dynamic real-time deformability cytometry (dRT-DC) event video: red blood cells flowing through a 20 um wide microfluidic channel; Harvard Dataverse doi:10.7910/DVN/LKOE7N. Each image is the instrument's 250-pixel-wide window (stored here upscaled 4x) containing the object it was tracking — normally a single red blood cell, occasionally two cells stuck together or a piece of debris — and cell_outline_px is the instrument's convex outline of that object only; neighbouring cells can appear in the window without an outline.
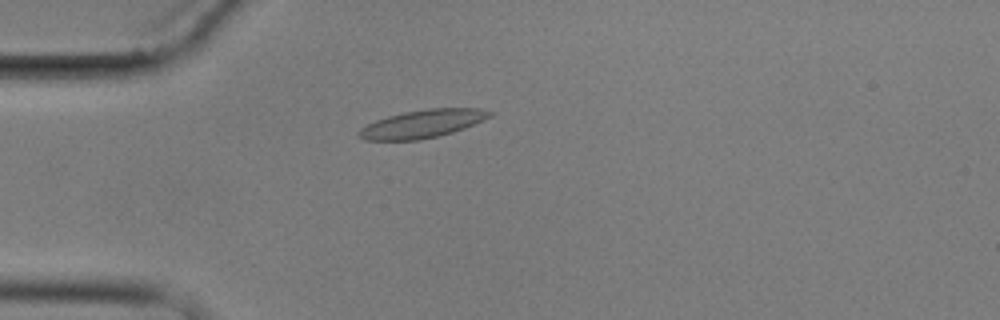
{"species": "common noctule bat (a hibernating species)", "species_latin": "Nyctalus noctula", "temperature_condition": "cold", "stored_images_in_passage": 1, "camera_frame_rate_fps": 3000, "um_per_image_px": 0.085, "animal": {"sex": "male", "body_mass_g": 17.9}, "frame": {"image": 1, "passage_image": 1, "time_ms": 0.0, "image_size_px": [1000, 320], "cell_outline_px": [[496, 112], [492, 116], [464, 128], [440, 136], [420, 140], [364, 140], [356, 132], [360, 128], [376, 120], [388, 116], [404, 112], [428, 108], [480, 108]], "centroid_in_image_um": [35.93, 10.52], "position_along_channel_um": 49.1, "area_um2": 21.44}}